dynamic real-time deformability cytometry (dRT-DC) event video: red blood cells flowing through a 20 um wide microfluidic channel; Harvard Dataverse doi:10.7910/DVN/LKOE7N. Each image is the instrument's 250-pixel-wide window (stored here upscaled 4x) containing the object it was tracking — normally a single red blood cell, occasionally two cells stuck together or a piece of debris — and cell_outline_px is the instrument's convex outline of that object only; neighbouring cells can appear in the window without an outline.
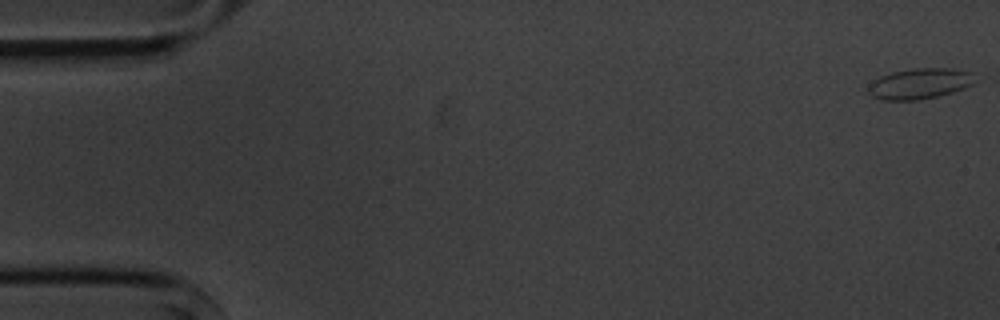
{"species": "common noctule bat (a hibernating species)", "species_latin": "Nyctalus noctula", "temperature_condition": "cold", "stored_images_in_passage": 6, "camera_frame_rate_fps": 3000, "um_per_image_px": 0.085, "animal": {"sex": "male", "body_mass_g": 20.1, "forearm_length_mm": 53.5}, "frame": {"image": 1, "passage_image": 1, "time_ms": 0.0, "image_size_px": [1000, 320], "cell_outline_px": [[980, 76], [972, 84], [964, 88], [952, 92], [920, 100], [880, 100], [872, 96], [868, 92], [868, 84], [880, 76], [892, 72], [916, 68], [948, 68], [972, 72]], "centroid_in_image_um": [78.2, 7.1], "position_along_channel_um": 6.8, "area_um2": 19.25}}